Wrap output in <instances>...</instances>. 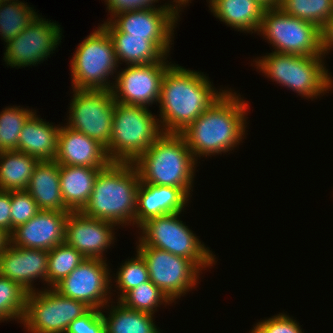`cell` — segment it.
<instances>
[{
  "mask_svg": "<svg viewBox=\"0 0 333 333\" xmlns=\"http://www.w3.org/2000/svg\"><path fill=\"white\" fill-rule=\"evenodd\" d=\"M124 307L154 315L159 305L172 301L150 280L126 292L119 300Z\"/></svg>",
  "mask_w": 333,
  "mask_h": 333,
  "instance_id": "obj_32",
  "label": "cell"
},
{
  "mask_svg": "<svg viewBox=\"0 0 333 333\" xmlns=\"http://www.w3.org/2000/svg\"><path fill=\"white\" fill-rule=\"evenodd\" d=\"M162 133L159 119L147 107L115 102L106 154L111 162L133 163Z\"/></svg>",
  "mask_w": 333,
  "mask_h": 333,
  "instance_id": "obj_6",
  "label": "cell"
},
{
  "mask_svg": "<svg viewBox=\"0 0 333 333\" xmlns=\"http://www.w3.org/2000/svg\"><path fill=\"white\" fill-rule=\"evenodd\" d=\"M48 251L16 247L11 243L0 254V275L18 283L28 293L36 291L33 282L47 283Z\"/></svg>",
  "mask_w": 333,
  "mask_h": 333,
  "instance_id": "obj_18",
  "label": "cell"
},
{
  "mask_svg": "<svg viewBox=\"0 0 333 333\" xmlns=\"http://www.w3.org/2000/svg\"><path fill=\"white\" fill-rule=\"evenodd\" d=\"M226 90L203 114L180 134L193 157L211 156L232 151L242 141L248 112L245 102L236 92ZM244 100V101H243Z\"/></svg>",
  "mask_w": 333,
  "mask_h": 333,
  "instance_id": "obj_2",
  "label": "cell"
},
{
  "mask_svg": "<svg viewBox=\"0 0 333 333\" xmlns=\"http://www.w3.org/2000/svg\"><path fill=\"white\" fill-rule=\"evenodd\" d=\"M189 1H190V0H173L172 2L176 3V4H175L176 7H177L178 9H180V11H181V7H182V5H183V7H185L186 4L189 3Z\"/></svg>",
  "mask_w": 333,
  "mask_h": 333,
  "instance_id": "obj_44",
  "label": "cell"
},
{
  "mask_svg": "<svg viewBox=\"0 0 333 333\" xmlns=\"http://www.w3.org/2000/svg\"><path fill=\"white\" fill-rule=\"evenodd\" d=\"M70 211L40 210L14 229L11 244L16 247L50 251L65 242V223Z\"/></svg>",
  "mask_w": 333,
  "mask_h": 333,
  "instance_id": "obj_17",
  "label": "cell"
},
{
  "mask_svg": "<svg viewBox=\"0 0 333 333\" xmlns=\"http://www.w3.org/2000/svg\"><path fill=\"white\" fill-rule=\"evenodd\" d=\"M266 9L277 8L280 5V0H257Z\"/></svg>",
  "mask_w": 333,
  "mask_h": 333,
  "instance_id": "obj_43",
  "label": "cell"
},
{
  "mask_svg": "<svg viewBox=\"0 0 333 333\" xmlns=\"http://www.w3.org/2000/svg\"><path fill=\"white\" fill-rule=\"evenodd\" d=\"M139 185V174L133 163L110 162L98 172L91 196L80 212L117 226L135 225Z\"/></svg>",
  "mask_w": 333,
  "mask_h": 333,
  "instance_id": "obj_3",
  "label": "cell"
},
{
  "mask_svg": "<svg viewBox=\"0 0 333 333\" xmlns=\"http://www.w3.org/2000/svg\"><path fill=\"white\" fill-rule=\"evenodd\" d=\"M11 236L4 229L0 228V254L10 245Z\"/></svg>",
  "mask_w": 333,
  "mask_h": 333,
  "instance_id": "obj_42",
  "label": "cell"
},
{
  "mask_svg": "<svg viewBox=\"0 0 333 333\" xmlns=\"http://www.w3.org/2000/svg\"><path fill=\"white\" fill-rule=\"evenodd\" d=\"M60 128L43 121L34 111L22 128L16 151L26 153L39 161L55 160Z\"/></svg>",
  "mask_w": 333,
  "mask_h": 333,
  "instance_id": "obj_23",
  "label": "cell"
},
{
  "mask_svg": "<svg viewBox=\"0 0 333 333\" xmlns=\"http://www.w3.org/2000/svg\"><path fill=\"white\" fill-rule=\"evenodd\" d=\"M66 123L71 129L109 145L115 100L112 90H74Z\"/></svg>",
  "mask_w": 333,
  "mask_h": 333,
  "instance_id": "obj_12",
  "label": "cell"
},
{
  "mask_svg": "<svg viewBox=\"0 0 333 333\" xmlns=\"http://www.w3.org/2000/svg\"><path fill=\"white\" fill-rule=\"evenodd\" d=\"M168 61L151 64L128 65L118 72L112 93L115 102L148 107L160 98L165 71L172 65Z\"/></svg>",
  "mask_w": 333,
  "mask_h": 333,
  "instance_id": "obj_15",
  "label": "cell"
},
{
  "mask_svg": "<svg viewBox=\"0 0 333 333\" xmlns=\"http://www.w3.org/2000/svg\"><path fill=\"white\" fill-rule=\"evenodd\" d=\"M60 165L56 160L38 161L26 191L34 198L40 210L69 211L60 189Z\"/></svg>",
  "mask_w": 333,
  "mask_h": 333,
  "instance_id": "obj_24",
  "label": "cell"
},
{
  "mask_svg": "<svg viewBox=\"0 0 333 333\" xmlns=\"http://www.w3.org/2000/svg\"><path fill=\"white\" fill-rule=\"evenodd\" d=\"M136 248L147 265L149 280L172 302L198 284L202 269L193 260L145 246L140 241Z\"/></svg>",
  "mask_w": 333,
  "mask_h": 333,
  "instance_id": "obj_11",
  "label": "cell"
},
{
  "mask_svg": "<svg viewBox=\"0 0 333 333\" xmlns=\"http://www.w3.org/2000/svg\"><path fill=\"white\" fill-rule=\"evenodd\" d=\"M196 164L186 140L177 133H162L133 162L141 183L180 188L188 197Z\"/></svg>",
  "mask_w": 333,
  "mask_h": 333,
  "instance_id": "obj_4",
  "label": "cell"
},
{
  "mask_svg": "<svg viewBox=\"0 0 333 333\" xmlns=\"http://www.w3.org/2000/svg\"><path fill=\"white\" fill-rule=\"evenodd\" d=\"M179 13V9H142L117 13L107 20L129 36L172 37Z\"/></svg>",
  "mask_w": 333,
  "mask_h": 333,
  "instance_id": "obj_20",
  "label": "cell"
},
{
  "mask_svg": "<svg viewBox=\"0 0 333 333\" xmlns=\"http://www.w3.org/2000/svg\"><path fill=\"white\" fill-rule=\"evenodd\" d=\"M189 199L180 188L140 182L135 212L136 227L153 217L181 213Z\"/></svg>",
  "mask_w": 333,
  "mask_h": 333,
  "instance_id": "obj_22",
  "label": "cell"
},
{
  "mask_svg": "<svg viewBox=\"0 0 333 333\" xmlns=\"http://www.w3.org/2000/svg\"><path fill=\"white\" fill-rule=\"evenodd\" d=\"M28 293L21 323L31 333H65L69 324L90 307L54 288Z\"/></svg>",
  "mask_w": 333,
  "mask_h": 333,
  "instance_id": "obj_10",
  "label": "cell"
},
{
  "mask_svg": "<svg viewBox=\"0 0 333 333\" xmlns=\"http://www.w3.org/2000/svg\"><path fill=\"white\" fill-rule=\"evenodd\" d=\"M61 37L60 25L37 15L28 27L6 43L3 60L13 68L35 66L54 53Z\"/></svg>",
  "mask_w": 333,
  "mask_h": 333,
  "instance_id": "obj_13",
  "label": "cell"
},
{
  "mask_svg": "<svg viewBox=\"0 0 333 333\" xmlns=\"http://www.w3.org/2000/svg\"><path fill=\"white\" fill-rule=\"evenodd\" d=\"M209 8L220 21L247 33H258L266 9L257 0H213Z\"/></svg>",
  "mask_w": 333,
  "mask_h": 333,
  "instance_id": "obj_26",
  "label": "cell"
},
{
  "mask_svg": "<svg viewBox=\"0 0 333 333\" xmlns=\"http://www.w3.org/2000/svg\"><path fill=\"white\" fill-rule=\"evenodd\" d=\"M136 257L125 261L116 276V286L120 290L117 301L128 291L149 281V272L144 258L137 252ZM120 296V297H119Z\"/></svg>",
  "mask_w": 333,
  "mask_h": 333,
  "instance_id": "obj_35",
  "label": "cell"
},
{
  "mask_svg": "<svg viewBox=\"0 0 333 333\" xmlns=\"http://www.w3.org/2000/svg\"><path fill=\"white\" fill-rule=\"evenodd\" d=\"M114 43L118 64L126 65L151 64L166 61L170 52L173 37H137L118 31L109 21L101 24Z\"/></svg>",
  "mask_w": 333,
  "mask_h": 333,
  "instance_id": "obj_19",
  "label": "cell"
},
{
  "mask_svg": "<svg viewBox=\"0 0 333 333\" xmlns=\"http://www.w3.org/2000/svg\"><path fill=\"white\" fill-rule=\"evenodd\" d=\"M86 258L66 242L48 251L47 284L53 288Z\"/></svg>",
  "mask_w": 333,
  "mask_h": 333,
  "instance_id": "obj_30",
  "label": "cell"
},
{
  "mask_svg": "<svg viewBox=\"0 0 333 333\" xmlns=\"http://www.w3.org/2000/svg\"><path fill=\"white\" fill-rule=\"evenodd\" d=\"M11 191L0 190V228L11 235Z\"/></svg>",
  "mask_w": 333,
  "mask_h": 333,
  "instance_id": "obj_40",
  "label": "cell"
},
{
  "mask_svg": "<svg viewBox=\"0 0 333 333\" xmlns=\"http://www.w3.org/2000/svg\"><path fill=\"white\" fill-rule=\"evenodd\" d=\"M98 27L78 45L71 59L74 90H112L114 86L108 80L119 66L114 43L106 29Z\"/></svg>",
  "mask_w": 333,
  "mask_h": 333,
  "instance_id": "obj_7",
  "label": "cell"
},
{
  "mask_svg": "<svg viewBox=\"0 0 333 333\" xmlns=\"http://www.w3.org/2000/svg\"><path fill=\"white\" fill-rule=\"evenodd\" d=\"M106 261L86 258L53 288L63 296L84 302L90 308H109L107 304L113 303L108 296L112 293V278Z\"/></svg>",
  "mask_w": 333,
  "mask_h": 333,
  "instance_id": "obj_14",
  "label": "cell"
},
{
  "mask_svg": "<svg viewBox=\"0 0 333 333\" xmlns=\"http://www.w3.org/2000/svg\"><path fill=\"white\" fill-rule=\"evenodd\" d=\"M28 292L18 283L0 275V321H22Z\"/></svg>",
  "mask_w": 333,
  "mask_h": 333,
  "instance_id": "obj_34",
  "label": "cell"
},
{
  "mask_svg": "<svg viewBox=\"0 0 333 333\" xmlns=\"http://www.w3.org/2000/svg\"><path fill=\"white\" fill-rule=\"evenodd\" d=\"M214 89L208 76L172 63L164 73L158 101L162 132H183L226 91Z\"/></svg>",
  "mask_w": 333,
  "mask_h": 333,
  "instance_id": "obj_1",
  "label": "cell"
},
{
  "mask_svg": "<svg viewBox=\"0 0 333 333\" xmlns=\"http://www.w3.org/2000/svg\"><path fill=\"white\" fill-rule=\"evenodd\" d=\"M180 214H167L146 220L139 226L143 234L138 237L139 241L145 246L193 260L202 270L212 266L216 262L215 255L179 220Z\"/></svg>",
  "mask_w": 333,
  "mask_h": 333,
  "instance_id": "obj_8",
  "label": "cell"
},
{
  "mask_svg": "<svg viewBox=\"0 0 333 333\" xmlns=\"http://www.w3.org/2000/svg\"><path fill=\"white\" fill-rule=\"evenodd\" d=\"M274 47V52L302 56H323L321 28L290 16L279 7L265 9L258 31Z\"/></svg>",
  "mask_w": 333,
  "mask_h": 333,
  "instance_id": "obj_9",
  "label": "cell"
},
{
  "mask_svg": "<svg viewBox=\"0 0 333 333\" xmlns=\"http://www.w3.org/2000/svg\"><path fill=\"white\" fill-rule=\"evenodd\" d=\"M38 14L18 0L0 2V35L4 42L18 36Z\"/></svg>",
  "mask_w": 333,
  "mask_h": 333,
  "instance_id": "obj_29",
  "label": "cell"
},
{
  "mask_svg": "<svg viewBox=\"0 0 333 333\" xmlns=\"http://www.w3.org/2000/svg\"><path fill=\"white\" fill-rule=\"evenodd\" d=\"M116 224L69 212L65 223V242L87 259L104 260V251L114 242Z\"/></svg>",
  "mask_w": 333,
  "mask_h": 333,
  "instance_id": "obj_16",
  "label": "cell"
},
{
  "mask_svg": "<svg viewBox=\"0 0 333 333\" xmlns=\"http://www.w3.org/2000/svg\"><path fill=\"white\" fill-rule=\"evenodd\" d=\"M106 316L101 309L106 333H161L153 322V315L124 307L120 302L111 304Z\"/></svg>",
  "mask_w": 333,
  "mask_h": 333,
  "instance_id": "obj_28",
  "label": "cell"
},
{
  "mask_svg": "<svg viewBox=\"0 0 333 333\" xmlns=\"http://www.w3.org/2000/svg\"><path fill=\"white\" fill-rule=\"evenodd\" d=\"M322 59L324 60V56H302L272 51L255 60V64L267 78L296 91L306 99L313 100L333 88V80Z\"/></svg>",
  "mask_w": 333,
  "mask_h": 333,
  "instance_id": "obj_5",
  "label": "cell"
},
{
  "mask_svg": "<svg viewBox=\"0 0 333 333\" xmlns=\"http://www.w3.org/2000/svg\"><path fill=\"white\" fill-rule=\"evenodd\" d=\"M55 160L59 165L105 168L111 161L106 149L97 140L61 126Z\"/></svg>",
  "mask_w": 333,
  "mask_h": 333,
  "instance_id": "obj_21",
  "label": "cell"
},
{
  "mask_svg": "<svg viewBox=\"0 0 333 333\" xmlns=\"http://www.w3.org/2000/svg\"><path fill=\"white\" fill-rule=\"evenodd\" d=\"M251 333H303L301 326L290 316L280 313L258 322Z\"/></svg>",
  "mask_w": 333,
  "mask_h": 333,
  "instance_id": "obj_37",
  "label": "cell"
},
{
  "mask_svg": "<svg viewBox=\"0 0 333 333\" xmlns=\"http://www.w3.org/2000/svg\"><path fill=\"white\" fill-rule=\"evenodd\" d=\"M38 159L16 150L0 152V190L26 191Z\"/></svg>",
  "mask_w": 333,
  "mask_h": 333,
  "instance_id": "obj_27",
  "label": "cell"
},
{
  "mask_svg": "<svg viewBox=\"0 0 333 333\" xmlns=\"http://www.w3.org/2000/svg\"><path fill=\"white\" fill-rule=\"evenodd\" d=\"M19 107H6L0 112V152L17 150L22 128L34 113L30 109Z\"/></svg>",
  "mask_w": 333,
  "mask_h": 333,
  "instance_id": "obj_33",
  "label": "cell"
},
{
  "mask_svg": "<svg viewBox=\"0 0 333 333\" xmlns=\"http://www.w3.org/2000/svg\"><path fill=\"white\" fill-rule=\"evenodd\" d=\"M155 1L158 2V0H105L104 2L111 16L117 13L142 9H178L175 4L169 3L155 8L152 5L156 3Z\"/></svg>",
  "mask_w": 333,
  "mask_h": 333,
  "instance_id": "obj_39",
  "label": "cell"
},
{
  "mask_svg": "<svg viewBox=\"0 0 333 333\" xmlns=\"http://www.w3.org/2000/svg\"><path fill=\"white\" fill-rule=\"evenodd\" d=\"M65 333H106L101 310L90 308L71 322Z\"/></svg>",
  "mask_w": 333,
  "mask_h": 333,
  "instance_id": "obj_38",
  "label": "cell"
},
{
  "mask_svg": "<svg viewBox=\"0 0 333 333\" xmlns=\"http://www.w3.org/2000/svg\"><path fill=\"white\" fill-rule=\"evenodd\" d=\"M282 11L319 28L333 16V0H280Z\"/></svg>",
  "mask_w": 333,
  "mask_h": 333,
  "instance_id": "obj_31",
  "label": "cell"
},
{
  "mask_svg": "<svg viewBox=\"0 0 333 333\" xmlns=\"http://www.w3.org/2000/svg\"><path fill=\"white\" fill-rule=\"evenodd\" d=\"M102 168L60 165V189L65 207L80 212L87 204Z\"/></svg>",
  "mask_w": 333,
  "mask_h": 333,
  "instance_id": "obj_25",
  "label": "cell"
},
{
  "mask_svg": "<svg viewBox=\"0 0 333 333\" xmlns=\"http://www.w3.org/2000/svg\"><path fill=\"white\" fill-rule=\"evenodd\" d=\"M40 211L34 198L27 191H11V234Z\"/></svg>",
  "mask_w": 333,
  "mask_h": 333,
  "instance_id": "obj_36",
  "label": "cell"
},
{
  "mask_svg": "<svg viewBox=\"0 0 333 333\" xmlns=\"http://www.w3.org/2000/svg\"><path fill=\"white\" fill-rule=\"evenodd\" d=\"M333 48V16L321 28L322 55L328 54Z\"/></svg>",
  "mask_w": 333,
  "mask_h": 333,
  "instance_id": "obj_41",
  "label": "cell"
}]
</instances>
